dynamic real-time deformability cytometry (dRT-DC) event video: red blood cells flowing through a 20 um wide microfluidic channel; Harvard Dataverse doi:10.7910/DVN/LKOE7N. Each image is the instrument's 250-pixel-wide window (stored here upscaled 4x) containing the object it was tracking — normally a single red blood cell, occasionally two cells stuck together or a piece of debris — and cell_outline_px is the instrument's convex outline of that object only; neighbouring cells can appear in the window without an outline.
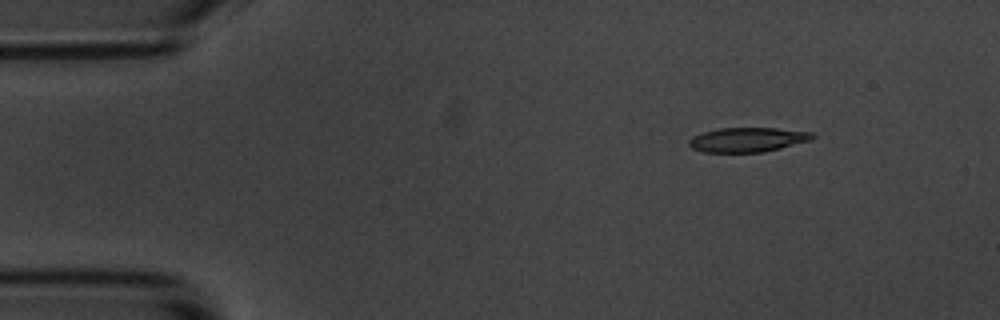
{"species": "common noctule bat (a hibernating species)", "species_latin": "Nyctalus noctula", "temperature_condition": "room temperature", "stored_images_in_passage": 5, "camera_frame_rate_fps": 3000, "um_per_image_px": 0.085, "animal": {"sex": "male", "body_mass_g": 20.1, "forearm_length_mm": 53.5}, "frame": {"image": 1, "passage_image": 1, "time_ms": 0.0, "image_size_px": [1000, 320], "cell_outline_px": [[816, 136], [812, 140], [764, 152], [704, 152], [692, 148], [688, 144], [688, 140], [692, 136], [704, 132], [720, 128], [776, 128], [812, 132]], "centroid_in_image_um": [63.56, 11.87], "position_along_channel_um": 21.4, "area_um2": 17.63}}
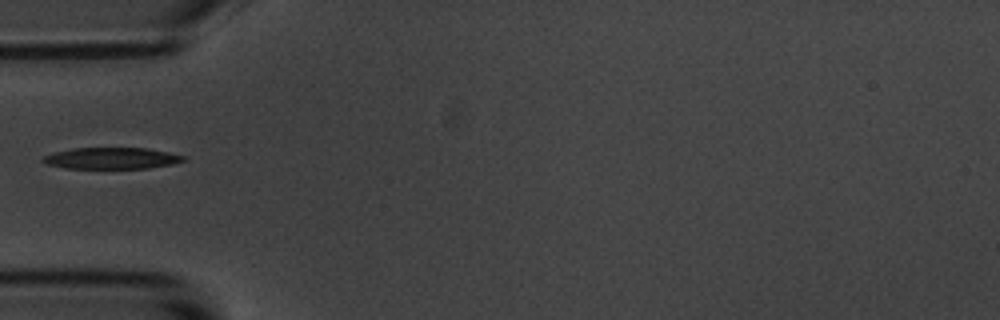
{"frame": {"image": 2, "passage_image": 4, "time_ms": 3.667, "image_size_px": [1000, 320], "cell_outline_px": [[188, 160], [172, 164], [148, 168], [64, 168], [48, 164], [40, 160], [44, 156], [56, 152], [72, 148], [144, 148], [168, 152], [184, 156]], "centroid_in_image_um": [9.5, 13.45], "position_along_channel_um": 75.5, "area_um2": 17.4}}